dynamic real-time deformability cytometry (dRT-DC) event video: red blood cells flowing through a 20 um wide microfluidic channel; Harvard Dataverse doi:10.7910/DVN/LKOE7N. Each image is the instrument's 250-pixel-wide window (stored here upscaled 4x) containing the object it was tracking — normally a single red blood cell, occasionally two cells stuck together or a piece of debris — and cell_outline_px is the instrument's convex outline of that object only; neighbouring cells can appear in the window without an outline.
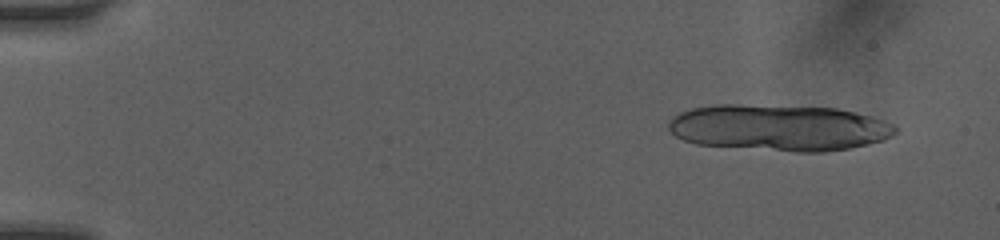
{"species": "human", "species_latin": "Homo sapiens", "temperature_condition": "room temperature", "stored_images_in_passage": 31, "camera_frame_rate_fps": 3000, "um_per_image_px": 0.085, "donor": {"sex": "female"}, "frame": {"image": 1, "passage_image": 10, "time_ms": 1.0, "image_size_px": [1000, 240], "cell_outline_px": [[900, 128], [892, 136], [884, 140], [868, 144], [848, 148], [824, 152], [796, 152], [696, 144], [684, 140], [676, 136], [668, 128], [668, 120], [672, 116], [680, 112], [692, 108], [716, 104], [740, 104], [836, 108], [856, 112], [872, 116], [896, 124]], "centroid_in_image_um": [66.24, 10.85], "position_along_channel_um": 18.8, "area_um2": 61.73}}